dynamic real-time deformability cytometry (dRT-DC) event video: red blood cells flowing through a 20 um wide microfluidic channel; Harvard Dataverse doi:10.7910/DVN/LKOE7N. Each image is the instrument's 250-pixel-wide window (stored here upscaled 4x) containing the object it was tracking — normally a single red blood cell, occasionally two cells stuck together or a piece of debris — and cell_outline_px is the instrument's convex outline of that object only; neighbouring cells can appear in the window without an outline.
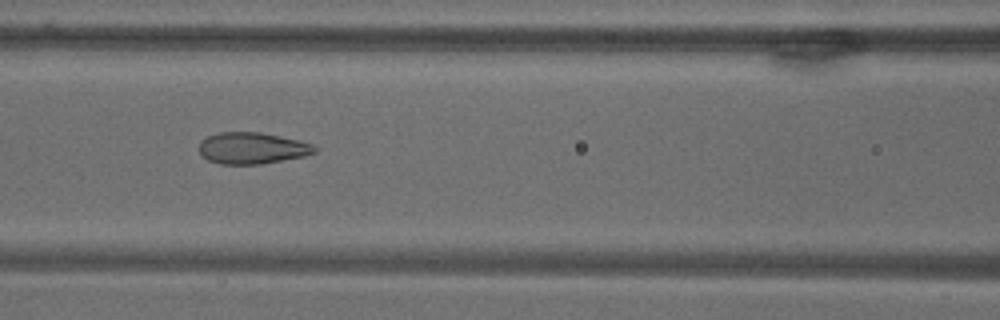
{"species": "common noctule bat (a hibernating species)", "species_latin": "Nyctalus noctula", "temperature_condition": "warm", "stored_images_in_passage": 71, "camera_frame_rate_fps": 3000, "um_per_image_px": 0.085, "animal": {"sex": "male", "body_mass_g": 18.8}, "frame": {"image": 1, "passage_image": 32, "time_ms": 10.333, "image_size_px": [1000, 320], "cell_outline_px": [[316, 152], [304, 156], [260, 164], [220, 164], [208, 160], [200, 156], [200, 140], [208, 136], [220, 132], [260, 132], [280, 136], [312, 144], [316, 148]], "centroid_in_image_um": [21.39, 12.59], "position_along_channel_um": 145.2, "area_um2": 21.1}}
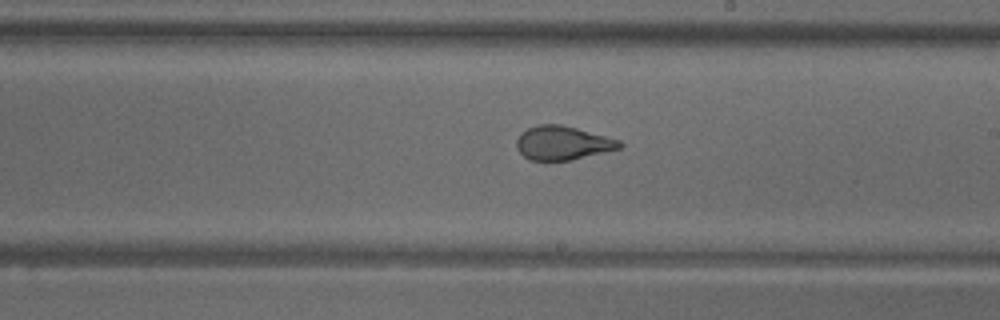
{"frame": {"image": 2, "passage_image": 42, "time_ms": 13.667, "image_size_px": [1000, 320], "cell_outline_px": [[624, 144], [620, 148], [572, 160], [528, 160], [516, 148], [516, 140], [520, 132], [536, 124], [560, 124], [576, 128], [620, 140]], "centroid_in_image_um": [47.79, 12.15], "position_along_channel_um": 241.2, "area_um2": 20.35}}
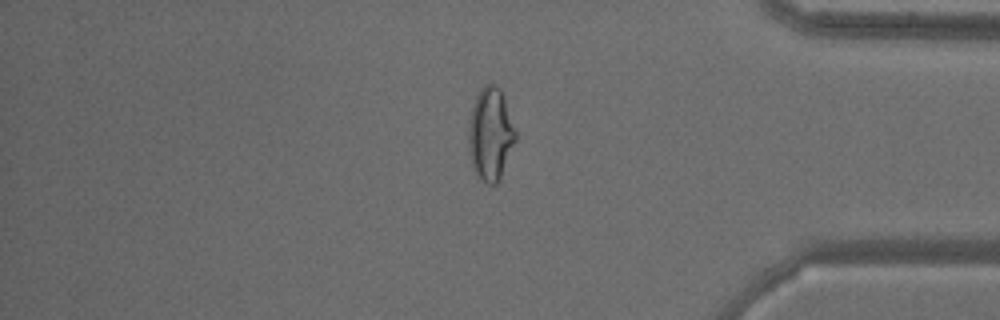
{"frame": {"image": 3, "passage_image": 60, "time_ms": 19.667, "image_size_px": [1000, 320], "cell_outline_px": [[516, 140], [500, 180], [496, 184], [488, 184], [480, 180], [472, 164], [468, 148], [468, 120], [476, 96], [480, 88], [484, 84], [496, 84], [500, 88], [516, 132]], "centroid_in_image_um": [41.68, 11.41], "position_along_channel_um": 393.5, "area_um2": 25.49}}